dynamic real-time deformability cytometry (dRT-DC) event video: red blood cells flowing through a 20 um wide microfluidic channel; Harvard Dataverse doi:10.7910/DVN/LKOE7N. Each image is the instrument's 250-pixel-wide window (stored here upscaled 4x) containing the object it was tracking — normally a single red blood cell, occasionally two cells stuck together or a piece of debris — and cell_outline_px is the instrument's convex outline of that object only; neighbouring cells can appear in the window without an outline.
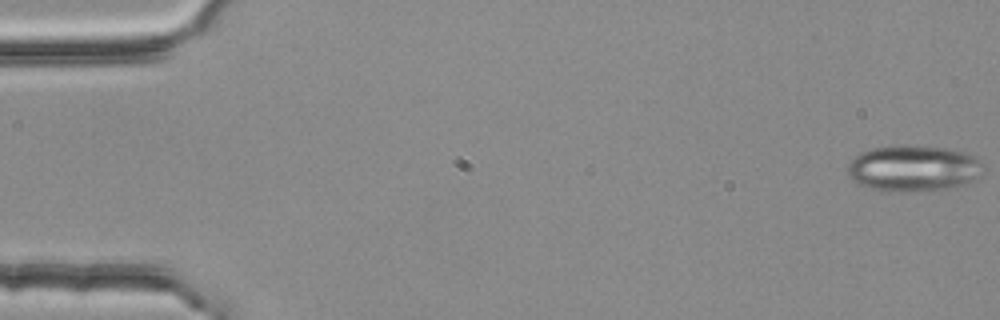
{"species": "common noctule bat (a hibernating species)", "species_latin": "Nyctalus noctula", "temperature_condition": "room temperature", "stored_images_in_passage": 4, "camera_frame_rate_fps": 3000, "um_per_image_px": 0.085, "animal": {"sex": "female", "body_mass_g": 25.1}, "frame": {"image": 1, "passage_image": 1, "time_ms": 0.0, "image_size_px": [1000, 320], "cell_outline_px": [[984, 164], [980, 176], [964, 184], [948, 188], [904, 192], [884, 192], [868, 188], [860, 184], [848, 172], [848, 164], [860, 152], [872, 148], [896, 144], [916, 144], [944, 148], [960, 152], [972, 156], [980, 160]], "centroid_in_image_um": [77.63, 14.29], "position_along_channel_um": 7.4, "area_um2": 36.65}}